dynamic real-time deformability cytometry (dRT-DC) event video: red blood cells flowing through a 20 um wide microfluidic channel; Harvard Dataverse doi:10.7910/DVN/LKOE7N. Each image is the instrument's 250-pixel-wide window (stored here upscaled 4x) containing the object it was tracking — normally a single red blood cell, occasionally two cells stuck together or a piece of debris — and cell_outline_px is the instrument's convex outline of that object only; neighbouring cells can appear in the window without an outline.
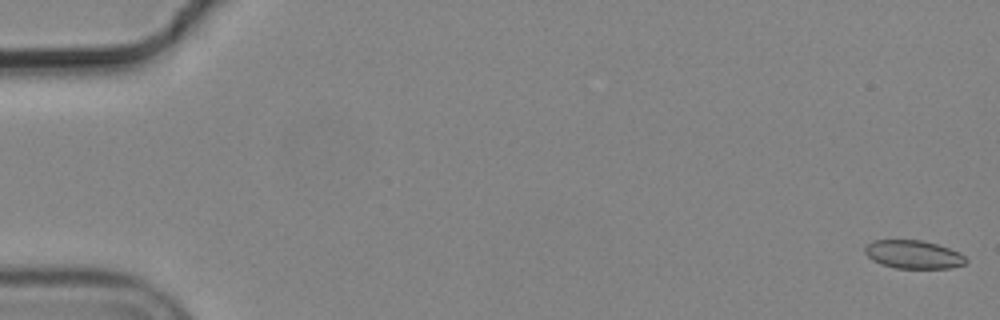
{"species": "common noctule bat (a hibernating species)", "species_latin": "Nyctalus noctula", "temperature_condition": "cold", "stored_images_in_passage": 56, "camera_frame_rate_fps": 3000, "um_per_image_px": 0.085, "animal": {"sex": "male", "body_mass_g": 19.2, "forearm_length_mm": 51.8}, "frame": {"image": 1, "passage_image": 1, "time_ms": 0.0, "image_size_px": [1000, 320], "cell_outline_px": [[968, 260], [964, 264], [952, 268], [896, 268], [880, 264], [872, 260], [864, 252], [864, 248], [872, 240], [920, 240], [936, 244], [960, 252]], "centroid_in_image_um": [77.63, 21.63], "position_along_channel_um": 7.4, "area_um2": 16.65}}
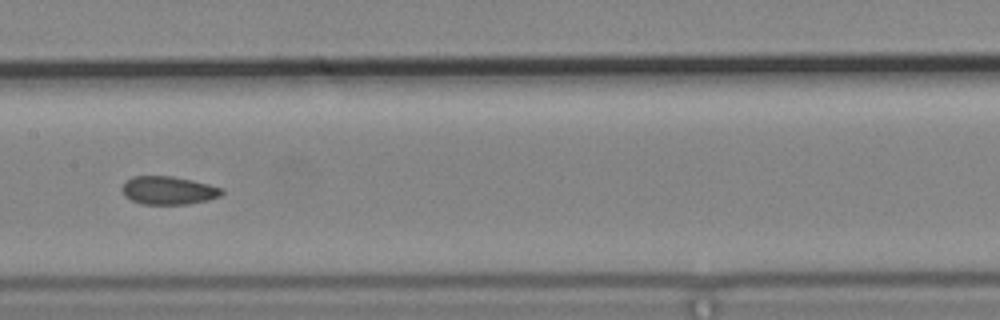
{"frame": {"image": 2, "passage_image": 29, "time_ms": 9.333, "image_size_px": [1000, 320], "cell_outline_px": [[224, 192], [220, 196], [188, 204], [140, 204], [124, 196], [124, 180], [132, 176], [172, 176], [192, 180], [224, 188]], "centroid_in_image_um": [14.31, 16.17], "position_along_channel_um": 193.1, "area_um2": 16.3}}
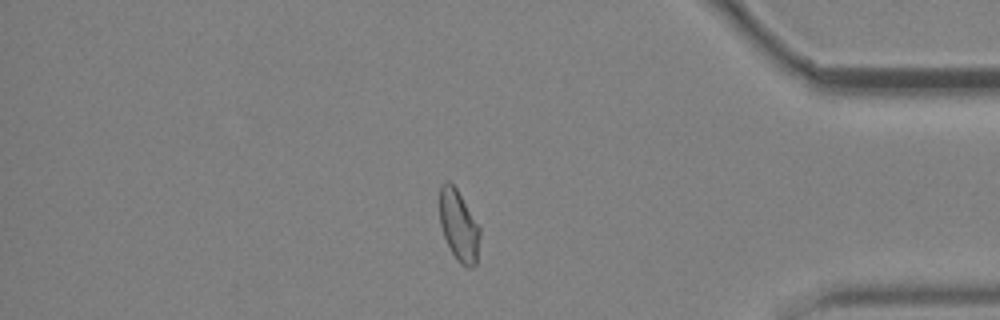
{"frame": {"image": 3, "passage_image": 48, "time_ms": 15.667, "image_size_px": [1000, 320], "cell_outline_px": [[480, 236], [476, 264], [472, 268], [468, 268], [460, 264], [456, 260], [444, 236], [440, 224], [440, 188], [444, 180], [448, 180], [456, 188], [480, 228]], "centroid_in_image_um": [39.0, 19.21], "position_along_channel_um": 396.2, "area_um2": 16.53}, "authors_computed_cell_mechanics": {"area_um2": 17.0799, "velocity_mm_per_s": 3.6809, "shape_relaxation_time_tau1_ms": null, "shape_relaxation_time_tau2_ms": 1.8838, "deformation_change_tau1": null, "deformation_change_tau2": 0.0669}}